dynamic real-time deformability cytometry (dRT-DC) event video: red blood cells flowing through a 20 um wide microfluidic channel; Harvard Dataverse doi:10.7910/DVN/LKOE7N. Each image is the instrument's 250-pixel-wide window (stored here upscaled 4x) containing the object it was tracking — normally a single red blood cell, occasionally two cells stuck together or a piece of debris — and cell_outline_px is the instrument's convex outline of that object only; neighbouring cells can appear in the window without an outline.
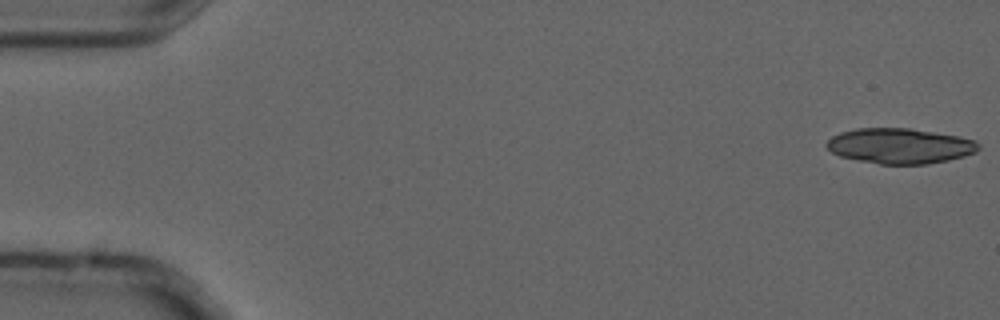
{"species": "common noctule bat (a hibernating species)", "species_latin": "Nyctalus noctula", "temperature_condition": "cold", "stored_images_in_passage": 5, "camera_frame_rate_fps": 3000, "um_per_image_px": 0.085, "animal": {"sex": "male", "forearm_length_mm": 52.5}, "frame": {"image": 1, "passage_image": 1, "time_ms": 0.0, "image_size_px": [1000, 320], "cell_outline_px": [[980, 148], [976, 152], [964, 156], [948, 160], [928, 164], [880, 164], [840, 156], [832, 152], [824, 144], [832, 136], [840, 132], [856, 128], [912, 128], [960, 136], [976, 140], [980, 144]], "centroid_in_image_um": [76.52, 12.39], "position_along_channel_um": 8.5, "area_um2": 31.44}}